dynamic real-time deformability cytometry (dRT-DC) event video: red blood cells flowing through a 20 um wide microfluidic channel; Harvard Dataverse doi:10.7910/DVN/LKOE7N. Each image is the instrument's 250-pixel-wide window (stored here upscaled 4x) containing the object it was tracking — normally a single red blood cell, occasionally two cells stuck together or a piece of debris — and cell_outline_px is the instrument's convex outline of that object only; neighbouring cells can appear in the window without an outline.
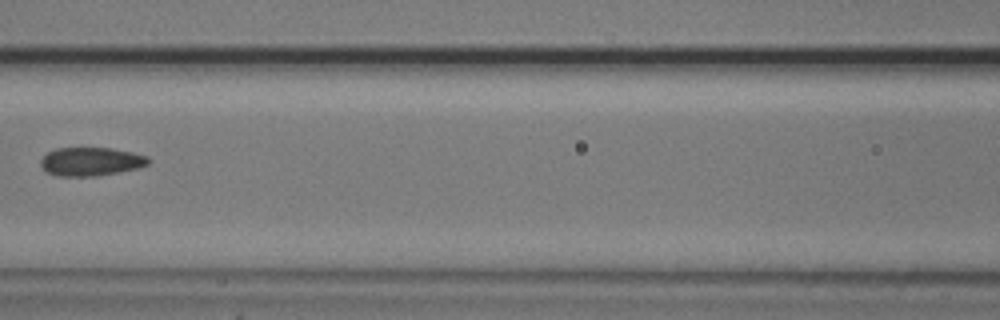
{"species": "common noctule bat (a hibernating species)", "species_latin": "Nyctalus noctula", "temperature_condition": "cold", "stored_images_in_passage": 9, "camera_frame_rate_fps": 3000, "um_per_image_px": 0.085, "animal": {"sex": "male", "body_mass_g": 20.5, "forearm_length_mm": 52.5}, "frame": {"image": 1, "passage_image": 8, "time_ms": 9.0, "image_size_px": [1000, 320], "cell_outline_px": [[152, 160], [148, 164], [136, 168], [96, 176], [56, 176], [48, 172], [40, 164], [40, 160], [48, 152], [56, 148], [112, 148], [132, 152], [148, 156]], "centroid_in_image_um": [7.74, 13.72], "position_along_channel_um": 158.9, "area_um2": 17.8}}